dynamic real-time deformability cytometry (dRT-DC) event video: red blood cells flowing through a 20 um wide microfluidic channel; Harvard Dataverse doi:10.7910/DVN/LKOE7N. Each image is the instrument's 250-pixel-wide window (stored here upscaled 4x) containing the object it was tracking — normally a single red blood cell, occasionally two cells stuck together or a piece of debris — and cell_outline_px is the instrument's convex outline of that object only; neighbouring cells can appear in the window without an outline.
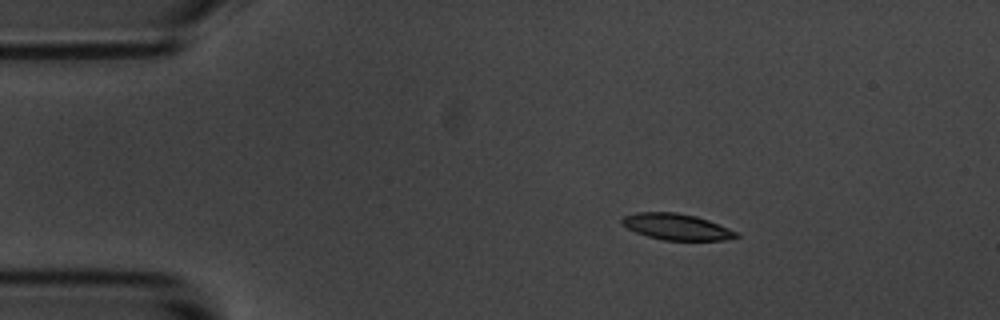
{"species": "common noctule bat (a hibernating species)", "species_latin": "Nyctalus noctula", "temperature_condition": "room temperature", "stored_images_in_passage": 4, "segment_of_instrument_passage": [1, 2], "camera_frame_rate_fps": 3000, "um_per_image_px": 0.085, "animal": {"sex": "male", "body_mass_g": 20.1, "forearm_length_mm": 53.5}, "frame": {"image": 1, "passage_image": 1, "time_ms": 0.0, "image_size_px": [1000, 320], "cell_outline_px": [[740, 236], [724, 240], [664, 240], [648, 236], [636, 232], [620, 224], [620, 216], [636, 212], [676, 212], [696, 216], [708, 220], [728, 228], [736, 232]], "centroid_in_image_um": [57.44, 19.26], "position_along_channel_um": 27.6, "area_um2": 17.46}}